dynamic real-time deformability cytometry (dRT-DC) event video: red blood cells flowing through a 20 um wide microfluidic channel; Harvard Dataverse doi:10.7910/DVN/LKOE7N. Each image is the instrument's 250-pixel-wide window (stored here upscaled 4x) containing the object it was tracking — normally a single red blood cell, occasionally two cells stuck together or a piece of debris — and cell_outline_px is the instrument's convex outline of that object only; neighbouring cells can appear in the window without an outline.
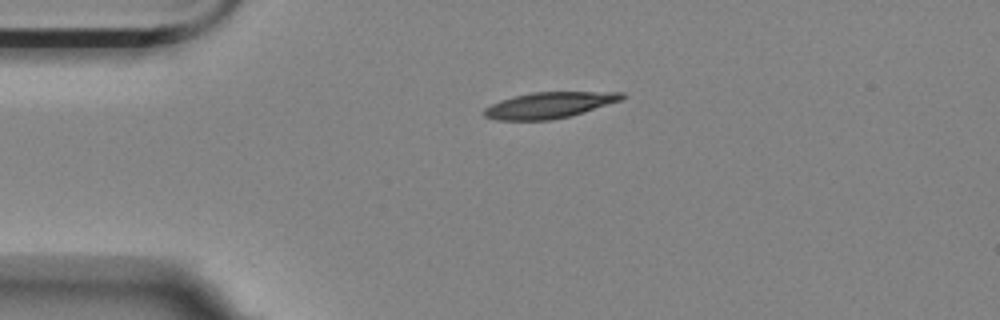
{"species": "Egyptian fruit bat (a non-hibernating species)", "species_latin": "Rousettus aegyptiacus", "temperature_condition": "room temperature", "stored_images_in_passage": 2, "camera_frame_rate_fps": 3000, "um_per_image_px": 0.085, "animal": {"sex": "female"}, "frame": {"image": 1, "passage_image": 1, "time_ms": 0.0, "image_size_px": [1000, 320], "cell_outline_px": [[628, 96], [620, 100], [572, 116], [552, 120], [496, 120], [484, 116], [484, 108], [500, 100], [512, 96], [532, 92], [624, 92]], "centroid_in_image_um": [46.68, 8.94], "position_along_channel_um": 38.3, "area_um2": 20.98}}